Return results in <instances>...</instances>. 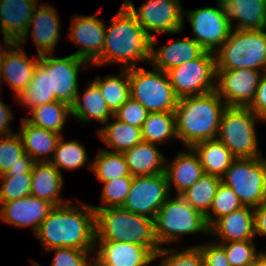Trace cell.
<instances>
[{
    "instance_id": "11",
    "label": "cell",
    "mask_w": 266,
    "mask_h": 266,
    "mask_svg": "<svg viewBox=\"0 0 266 266\" xmlns=\"http://www.w3.org/2000/svg\"><path fill=\"white\" fill-rule=\"evenodd\" d=\"M123 4L151 38L155 33L177 35L184 28V10L180 1L146 0L137 9L132 0H124Z\"/></svg>"
},
{
    "instance_id": "44",
    "label": "cell",
    "mask_w": 266,
    "mask_h": 266,
    "mask_svg": "<svg viewBox=\"0 0 266 266\" xmlns=\"http://www.w3.org/2000/svg\"><path fill=\"white\" fill-rule=\"evenodd\" d=\"M217 243L225 249L228 262L231 266H252L261 253L256 248L255 240Z\"/></svg>"
},
{
    "instance_id": "27",
    "label": "cell",
    "mask_w": 266,
    "mask_h": 266,
    "mask_svg": "<svg viewBox=\"0 0 266 266\" xmlns=\"http://www.w3.org/2000/svg\"><path fill=\"white\" fill-rule=\"evenodd\" d=\"M18 130L24 151L35 162H49L62 135L30 124L24 117Z\"/></svg>"
},
{
    "instance_id": "12",
    "label": "cell",
    "mask_w": 266,
    "mask_h": 266,
    "mask_svg": "<svg viewBox=\"0 0 266 266\" xmlns=\"http://www.w3.org/2000/svg\"><path fill=\"white\" fill-rule=\"evenodd\" d=\"M40 62L48 70V84L50 93H54L58 101L72 106L78 94V78L81 69L91 66L82 58L70 54L65 57H57L52 54H43Z\"/></svg>"
},
{
    "instance_id": "6",
    "label": "cell",
    "mask_w": 266,
    "mask_h": 266,
    "mask_svg": "<svg viewBox=\"0 0 266 266\" xmlns=\"http://www.w3.org/2000/svg\"><path fill=\"white\" fill-rule=\"evenodd\" d=\"M215 54L217 70L266 71V31L232 29Z\"/></svg>"
},
{
    "instance_id": "15",
    "label": "cell",
    "mask_w": 266,
    "mask_h": 266,
    "mask_svg": "<svg viewBox=\"0 0 266 266\" xmlns=\"http://www.w3.org/2000/svg\"><path fill=\"white\" fill-rule=\"evenodd\" d=\"M261 75L262 71L248 68L217 70L215 91L227 106L249 107Z\"/></svg>"
},
{
    "instance_id": "13",
    "label": "cell",
    "mask_w": 266,
    "mask_h": 266,
    "mask_svg": "<svg viewBox=\"0 0 266 266\" xmlns=\"http://www.w3.org/2000/svg\"><path fill=\"white\" fill-rule=\"evenodd\" d=\"M191 25L192 37L205 51L216 53L229 36L232 27L222 14L219 3L215 7H201L183 12Z\"/></svg>"
},
{
    "instance_id": "43",
    "label": "cell",
    "mask_w": 266,
    "mask_h": 266,
    "mask_svg": "<svg viewBox=\"0 0 266 266\" xmlns=\"http://www.w3.org/2000/svg\"><path fill=\"white\" fill-rule=\"evenodd\" d=\"M0 182V205L31 195V173H5Z\"/></svg>"
},
{
    "instance_id": "50",
    "label": "cell",
    "mask_w": 266,
    "mask_h": 266,
    "mask_svg": "<svg viewBox=\"0 0 266 266\" xmlns=\"http://www.w3.org/2000/svg\"><path fill=\"white\" fill-rule=\"evenodd\" d=\"M255 236H266V202L254 208Z\"/></svg>"
},
{
    "instance_id": "42",
    "label": "cell",
    "mask_w": 266,
    "mask_h": 266,
    "mask_svg": "<svg viewBox=\"0 0 266 266\" xmlns=\"http://www.w3.org/2000/svg\"><path fill=\"white\" fill-rule=\"evenodd\" d=\"M132 180L133 176H126L102 182L104 184L101 191L102 205H91L93 209L98 210L112 207H122L130 192Z\"/></svg>"
},
{
    "instance_id": "29",
    "label": "cell",
    "mask_w": 266,
    "mask_h": 266,
    "mask_svg": "<svg viewBox=\"0 0 266 266\" xmlns=\"http://www.w3.org/2000/svg\"><path fill=\"white\" fill-rule=\"evenodd\" d=\"M76 96L74 104L71 106L72 118L82 123H92V120L105 124L114 114L108 108L99 87L93 82L88 81L83 96ZM82 96V97H81Z\"/></svg>"
},
{
    "instance_id": "24",
    "label": "cell",
    "mask_w": 266,
    "mask_h": 266,
    "mask_svg": "<svg viewBox=\"0 0 266 266\" xmlns=\"http://www.w3.org/2000/svg\"><path fill=\"white\" fill-rule=\"evenodd\" d=\"M167 160L164 173L170 193H172L171 190L174 187L177 192L175 195H181L204 175L199 157L191 147L179 151L171 160V163Z\"/></svg>"
},
{
    "instance_id": "46",
    "label": "cell",
    "mask_w": 266,
    "mask_h": 266,
    "mask_svg": "<svg viewBox=\"0 0 266 266\" xmlns=\"http://www.w3.org/2000/svg\"><path fill=\"white\" fill-rule=\"evenodd\" d=\"M148 114L149 112L145 107L130 97L126 103L116 111L114 116L124 123L142 128L143 122L148 117Z\"/></svg>"
},
{
    "instance_id": "39",
    "label": "cell",
    "mask_w": 266,
    "mask_h": 266,
    "mask_svg": "<svg viewBox=\"0 0 266 266\" xmlns=\"http://www.w3.org/2000/svg\"><path fill=\"white\" fill-rule=\"evenodd\" d=\"M18 163H35L24 151L22 139L18 132L0 136V175Z\"/></svg>"
},
{
    "instance_id": "32",
    "label": "cell",
    "mask_w": 266,
    "mask_h": 266,
    "mask_svg": "<svg viewBox=\"0 0 266 266\" xmlns=\"http://www.w3.org/2000/svg\"><path fill=\"white\" fill-rule=\"evenodd\" d=\"M24 117L30 124L56 132L62 136L68 118L72 116L71 106L62 101H54L35 107Z\"/></svg>"
},
{
    "instance_id": "5",
    "label": "cell",
    "mask_w": 266,
    "mask_h": 266,
    "mask_svg": "<svg viewBox=\"0 0 266 266\" xmlns=\"http://www.w3.org/2000/svg\"><path fill=\"white\" fill-rule=\"evenodd\" d=\"M195 233L209 236L205 216L180 195L170 196L154 218V234L159 246L177 243L183 236Z\"/></svg>"
},
{
    "instance_id": "49",
    "label": "cell",
    "mask_w": 266,
    "mask_h": 266,
    "mask_svg": "<svg viewBox=\"0 0 266 266\" xmlns=\"http://www.w3.org/2000/svg\"><path fill=\"white\" fill-rule=\"evenodd\" d=\"M11 111L10 106L0 99V136L14 133L11 130V122L15 119Z\"/></svg>"
},
{
    "instance_id": "18",
    "label": "cell",
    "mask_w": 266,
    "mask_h": 266,
    "mask_svg": "<svg viewBox=\"0 0 266 266\" xmlns=\"http://www.w3.org/2000/svg\"><path fill=\"white\" fill-rule=\"evenodd\" d=\"M94 251L96 266H149L154 262L146 247L129 242L95 241Z\"/></svg>"
},
{
    "instance_id": "35",
    "label": "cell",
    "mask_w": 266,
    "mask_h": 266,
    "mask_svg": "<svg viewBox=\"0 0 266 266\" xmlns=\"http://www.w3.org/2000/svg\"><path fill=\"white\" fill-rule=\"evenodd\" d=\"M141 132L143 141L157 145L178 139L174 112H149Z\"/></svg>"
},
{
    "instance_id": "7",
    "label": "cell",
    "mask_w": 266,
    "mask_h": 266,
    "mask_svg": "<svg viewBox=\"0 0 266 266\" xmlns=\"http://www.w3.org/2000/svg\"><path fill=\"white\" fill-rule=\"evenodd\" d=\"M265 122L249 107L227 106L222 113L217 139L236 159L262 157L257 137V122Z\"/></svg>"
},
{
    "instance_id": "23",
    "label": "cell",
    "mask_w": 266,
    "mask_h": 266,
    "mask_svg": "<svg viewBox=\"0 0 266 266\" xmlns=\"http://www.w3.org/2000/svg\"><path fill=\"white\" fill-rule=\"evenodd\" d=\"M217 2L232 29H264L266 0H217Z\"/></svg>"
},
{
    "instance_id": "36",
    "label": "cell",
    "mask_w": 266,
    "mask_h": 266,
    "mask_svg": "<svg viewBox=\"0 0 266 266\" xmlns=\"http://www.w3.org/2000/svg\"><path fill=\"white\" fill-rule=\"evenodd\" d=\"M86 152L85 147L78 140L65 142L63 136H61L49 162L59 171H61V168L66 170L80 169L89 162L88 166L91 171L92 162Z\"/></svg>"
},
{
    "instance_id": "28",
    "label": "cell",
    "mask_w": 266,
    "mask_h": 266,
    "mask_svg": "<svg viewBox=\"0 0 266 266\" xmlns=\"http://www.w3.org/2000/svg\"><path fill=\"white\" fill-rule=\"evenodd\" d=\"M131 176H150L164 173L166 158L157 144L141 141L123 152Z\"/></svg>"
},
{
    "instance_id": "22",
    "label": "cell",
    "mask_w": 266,
    "mask_h": 266,
    "mask_svg": "<svg viewBox=\"0 0 266 266\" xmlns=\"http://www.w3.org/2000/svg\"><path fill=\"white\" fill-rule=\"evenodd\" d=\"M156 41L155 36L151 38L150 64L164 72L197 59L205 52L192 37L178 38L158 49L155 48Z\"/></svg>"
},
{
    "instance_id": "20",
    "label": "cell",
    "mask_w": 266,
    "mask_h": 266,
    "mask_svg": "<svg viewBox=\"0 0 266 266\" xmlns=\"http://www.w3.org/2000/svg\"><path fill=\"white\" fill-rule=\"evenodd\" d=\"M35 57L29 58L23 51V47L15 42L5 50L1 82L5 81L13 89L15 98L25 90L32 80L41 55L37 54Z\"/></svg>"
},
{
    "instance_id": "1",
    "label": "cell",
    "mask_w": 266,
    "mask_h": 266,
    "mask_svg": "<svg viewBox=\"0 0 266 266\" xmlns=\"http://www.w3.org/2000/svg\"><path fill=\"white\" fill-rule=\"evenodd\" d=\"M69 202L54 206L33 234L40 240L45 251L52 248L94 250L95 211L86 202Z\"/></svg>"
},
{
    "instance_id": "34",
    "label": "cell",
    "mask_w": 266,
    "mask_h": 266,
    "mask_svg": "<svg viewBox=\"0 0 266 266\" xmlns=\"http://www.w3.org/2000/svg\"><path fill=\"white\" fill-rule=\"evenodd\" d=\"M16 100L21 107L29 111L40 105L58 101L54 93L49 91L48 70L41 62L35 68L31 82Z\"/></svg>"
},
{
    "instance_id": "10",
    "label": "cell",
    "mask_w": 266,
    "mask_h": 266,
    "mask_svg": "<svg viewBox=\"0 0 266 266\" xmlns=\"http://www.w3.org/2000/svg\"><path fill=\"white\" fill-rule=\"evenodd\" d=\"M216 54L205 51L199 58L167 71L170 84L178 98L202 95L215 90Z\"/></svg>"
},
{
    "instance_id": "30",
    "label": "cell",
    "mask_w": 266,
    "mask_h": 266,
    "mask_svg": "<svg viewBox=\"0 0 266 266\" xmlns=\"http://www.w3.org/2000/svg\"><path fill=\"white\" fill-rule=\"evenodd\" d=\"M198 155L204 174L222 178L236 159L218 139L198 142L191 147Z\"/></svg>"
},
{
    "instance_id": "9",
    "label": "cell",
    "mask_w": 266,
    "mask_h": 266,
    "mask_svg": "<svg viewBox=\"0 0 266 266\" xmlns=\"http://www.w3.org/2000/svg\"><path fill=\"white\" fill-rule=\"evenodd\" d=\"M243 206L258 207L266 202V158L235 159L221 178Z\"/></svg>"
},
{
    "instance_id": "48",
    "label": "cell",
    "mask_w": 266,
    "mask_h": 266,
    "mask_svg": "<svg viewBox=\"0 0 266 266\" xmlns=\"http://www.w3.org/2000/svg\"><path fill=\"white\" fill-rule=\"evenodd\" d=\"M249 109L266 122V71L262 72L255 98Z\"/></svg>"
},
{
    "instance_id": "41",
    "label": "cell",
    "mask_w": 266,
    "mask_h": 266,
    "mask_svg": "<svg viewBox=\"0 0 266 266\" xmlns=\"http://www.w3.org/2000/svg\"><path fill=\"white\" fill-rule=\"evenodd\" d=\"M157 258L161 260L157 266H202L204 263L199 245L185 247L184 250L178 252L174 248L163 246L154 255V260Z\"/></svg>"
},
{
    "instance_id": "19",
    "label": "cell",
    "mask_w": 266,
    "mask_h": 266,
    "mask_svg": "<svg viewBox=\"0 0 266 266\" xmlns=\"http://www.w3.org/2000/svg\"><path fill=\"white\" fill-rule=\"evenodd\" d=\"M54 206L29 195L0 205V221L18 228H31L35 234Z\"/></svg>"
},
{
    "instance_id": "52",
    "label": "cell",
    "mask_w": 266,
    "mask_h": 266,
    "mask_svg": "<svg viewBox=\"0 0 266 266\" xmlns=\"http://www.w3.org/2000/svg\"><path fill=\"white\" fill-rule=\"evenodd\" d=\"M252 266H266V251H261Z\"/></svg>"
},
{
    "instance_id": "51",
    "label": "cell",
    "mask_w": 266,
    "mask_h": 266,
    "mask_svg": "<svg viewBox=\"0 0 266 266\" xmlns=\"http://www.w3.org/2000/svg\"><path fill=\"white\" fill-rule=\"evenodd\" d=\"M34 164L35 163H18L13 169H9L6 173H31Z\"/></svg>"
},
{
    "instance_id": "53",
    "label": "cell",
    "mask_w": 266,
    "mask_h": 266,
    "mask_svg": "<svg viewBox=\"0 0 266 266\" xmlns=\"http://www.w3.org/2000/svg\"><path fill=\"white\" fill-rule=\"evenodd\" d=\"M12 43H4V49L0 45V89H1V76H2V62H3V56L5 53V50L11 45Z\"/></svg>"
},
{
    "instance_id": "45",
    "label": "cell",
    "mask_w": 266,
    "mask_h": 266,
    "mask_svg": "<svg viewBox=\"0 0 266 266\" xmlns=\"http://www.w3.org/2000/svg\"><path fill=\"white\" fill-rule=\"evenodd\" d=\"M53 252V258L51 266H93L94 257L91 256V252L94 250H80L75 248H52L45 251V253ZM37 266H42L38 262L31 260Z\"/></svg>"
},
{
    "instance_id": "2",
    "label": "cell",
    "mask_w": 266,
    "mask_h": 266,
    "mask_svg": "<svg viewBox=\"0 0 266 266\" xmlns=\"http://www.w3.org/2000/svg\"><path fill=\"white\" fill-rule=\"evenodd\" d=\"M104 40L102 55L92 68L120 64L121 69H130L137 67V62L150 64L151 37L123 3L106 25Z\"/></svg>"
},
{
    "instance_id": "16",
    "label": "cell",
    "mask_w": 266,
    "mask_h": 266,
    "mask_svg": "<svg viewBox=\"0 0 266 266\" xmlns=\"http://www.w3.org/2000/svg\"><path fill=\"white\" fill-rule=\"evenodd\" d=\"M105 31L106 22L97 18V14L90 16L74 14L68 37L80 48L73 54L93 65L102 55Z\"/></svg>"
},
{
    "instance_id": "31",
    "label": "cell",
    "mask_w": 266,
    "mask_h": 266,
    "mask_svg": "<svg viewBox=\"0 0 266 266\" xmlns=\"http://www.w3.org/2000/svg\"><path fill=\"white\" fill-rule=\"evenodd\" d=\"M98 129V136L107 147L105 150L111 152L123 153L124 151L133 148L142 141L141 128L129 125L112 117Z\"/></svg>"
},
{
    "instance_id": "33",
    "label": "cell",
    "mask_w": 266,
    "mask_h": 266,
    "mask_svg": "<svg viewBox=\"0 0 266 266\" xmlns=\"http://www.w3.org/2000/svg\"><path fill=\"white\" fill-rule=\"evenodd\" d=\"M118 75L96 76L94 83L99 87L110 111L115 114L131 97L129 69H120Z\"/></svg>"
},
{
    "instance_id": "25",
    "label": "cell",
    "mask_w": 266,
    "mask_h": 266,
    "mask_svg": "<svg viewBox=\"0 0 266 266\" xmlns=\"http://www.w3.org/2000/svg\"><path fill=\"white\" fill-rule=\"evenodd\" d=\"M215 242L255 240L254 208L244 206L219 218L210 228Z\"/></svg>"
},
{
    "instance_id": "47",
    "label": "cell",
    "mask_w": 266,
    "mask_h": 266,
    "mask_svg": "<svg viewBox=\"0 0 266 266\" xmlns=\"http://www.w3.org/2000/svg\"><path fill=\"white\" fill-rule=\"evenodd\" d=\"M207 266H231L228 262L225 249L217 242L199 244Z\"/></svg>"
},
{
    "instance_id": "17",
    "label": "cell",
    "mask_w": 266,
    "mask_h": 266,
    "mask_svg": "<svg viewBox=\"0 0 266 266\" xmlns=\"http://www.w3.org/2000/svg\"><path fill=\"white\" fill-rule=\"evenodd\" d=\"M39 8V9H38ZM52 5L40 4L34 10L29 27L25 35L17 42L24 45L28 34H31L33 43L36 46L37 54H56V46L61 38V23L59 12ZM32 27V28H31ZM32 29V30H31ZM31 32H30V31Z\"/></svg>"
},
{
    "instance_id": "4",
    "label": "cell",
    "mask_w": 266,
    "mask_h": 266,
    "mask_svg": "<svg viewBox=\"0 0 266 266\" xmlns=\"http://www.w3.org/2000/svg\"><path fill=\"white\" fill-rule=\"evenodd\" d=\"M95 211V241L129 242L146 247L153 255L161 248L154 234V219L123 207Z\"/></svg>"
},
{
    "instance_id": "54",
    "label": "cell",
    "mask_w": 266,
    "mask_h": 266,
    "mask_svg": "<svg viewBox=\"0 0 266 266\" xmlns=\"http://www.w3.org/2000/svg\"><path fill=\"white\" fill-rule=\"evenodd\" d=\"M31 266H37L35 263L31 262Z\"/></svg>"
},
{
    "instance_id": "37",
    "label": "cell",
    "mask_w": 266,
    "mask_h": 266,
    "mask_svg": "<svg viewBox=\"0 0 266 266\" xmlns=\"http://www.w3.org/2000/svg\"><path fill=\"white\" fill-rule=\"evenodd\" d=\"M222 179L204 174L180 196L204 216L209 212Z\"/></svg>"
},
{
    "instance_id": "40",
    "label": "cell",
    "mask_w": 266,
    "mask_h": 266,
    "mask_svg": "<svg viewBox=\"0 0 266 266\" xmlns=\"http://www.w3.org/2000/svg\"><path fill=\"white\" fill-rule=\"evenodd\" d=\"M244 207L234 191L220 183L209 212L205 215L209 228L221 217Z\"/></svg>"
},
{
    "instance_id": "26",
    "label": "cell",
    "mask_w": 266,
    "mask_h": 266,
    "mask_svg": "<svg viewBox=\"0 0 266 266\" xmlns=\"http://www.w3.org/2000/svg\"><path fill=\"white\" fill-rule=\"evenodd\" d=\"M64 177L50 162H35L31 170V195L51 203L63 205L70 200L61 199Z\"/></svg>"
},
{
    "instance_id": "3",
    "label": "cell",
    "mask_w": 266,
    "mask_h": 266,
    "mask_svg": "<svg viewBox=\"0 0 266 266\" xmlns=\"http://www.w3.org/2000/svg\"><path fill=\"white\" fill-rule=\"evenodd\" d=\"M226 103L216 91L178 99L175 114L176 134L185 147L217 139Z\"/></svg>"
},
{
    "instance_id": "8",
    "label": "cell",
    "mask_w": 266,
    "mask_h": 266,
    "mask_svg": "<svg viewBox=\"0 0 266 266\" xmlns=\"http://www.w3.org/2000/svg\"><path fill=\"white\" fill-rule=\"evenodd\" d=\"M129 69L131 98L138 101L148 112H174L178 103L167 72L155 67Z\"/></svg>"
},
{
    "instance_id": "38",
    "label": "cell",
    "mask_w": 266,
    "mask_h": 266,
    "mask_svg": "<svg viewBox=\"0 0 266 266\" xmlns=\"http://www.w3.org/2000/svg\"><path fill=\"white\" fill-rule=\"evenodd\" d=\"M92 161L91 171L102 183L119 177L131 176L123 153L99 149Z\"/></svg>"
},
{
    "instance_id": "14",
    "label": "cell",
    "mask_w": 266,
    "mask_h": 266,
    "mask_svg": "<svg viewBox=\"0 0 266 266\" xmlns=\"http://www.w3.org/2000/svg\"><path fill=\"white\" fill-rule=\"evenodd\" d=\"M170 195L165 173L133 177L130 192L122 207L154 219Z\"/></svg>"
},
{
    "instance_id": "21",
    "label": "cell",
    "mask_w": 266,
    "mask_h": 266,
    "mask_svg": "<svg viewBox=\"0 0 266 266\" xmlns=\"http://www.w3.org/2000/svg\"><path fill=\"white\" fill-rule=\"evenodd\" d=\"M40 0H0V28L4 43H17L27 31Z\"/></svg>"
}]
</instances>
